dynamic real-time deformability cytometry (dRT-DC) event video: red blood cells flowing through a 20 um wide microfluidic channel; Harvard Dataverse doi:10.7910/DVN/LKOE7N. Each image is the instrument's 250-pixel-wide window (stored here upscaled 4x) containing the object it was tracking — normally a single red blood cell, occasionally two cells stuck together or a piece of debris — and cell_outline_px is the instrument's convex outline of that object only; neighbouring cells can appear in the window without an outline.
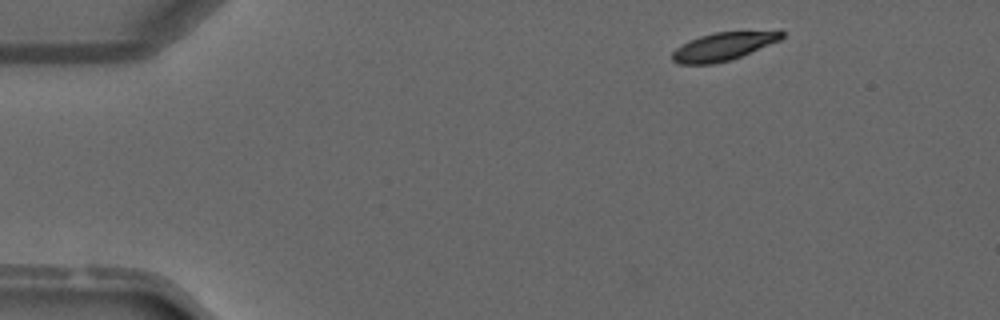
{"species": "common noctule bat (a hibernating species)", "species_latin": "Nyctalus noctula", "temperature_condition": "warm", "stored_images_in_passage": 5, "camera_frame_rate_fps": 3000, "um_per_image_px": 0.085, "animal": {"sex": "male", "forearm_length_mm": 52.5}, "frame": {"image": 1, "passage_image": 1, "time_ms": 0.0, "image_size_px": [1000, 320], "cell_outline_px": [[784, 36], [780, 40], [732, 60], [712, 64], [680, 64], [672, 60], [672, 52], [676, 48], [688, 40], [700, 36], [716, 32], [780, 28], [784, 32]], "centroid_in_image_um": [61.58, 3.9], "position_along_channel_um": 23.4, "area_um2": 18.55}}
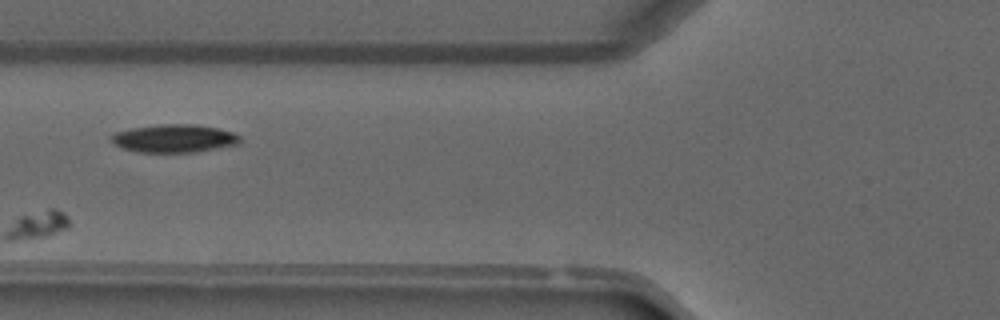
{"frame": {"image": 2, "passage_image": 4, "time_ms": 3.667, "image_size_px": [1000, 320], "cell_outline_px": [[240, 144], [196, 152], [140, 152], [124, 148], [116, 144], [112, 140], [112, 136], [116, 132], [132, 128], [160, 124], [196, 124], [216, 128], [232, 132], [240, 136]], "centroid_in_image_um": [14.86, 11.76], "position_along_channel_um": 110.9, "area_um2": 20.81}}